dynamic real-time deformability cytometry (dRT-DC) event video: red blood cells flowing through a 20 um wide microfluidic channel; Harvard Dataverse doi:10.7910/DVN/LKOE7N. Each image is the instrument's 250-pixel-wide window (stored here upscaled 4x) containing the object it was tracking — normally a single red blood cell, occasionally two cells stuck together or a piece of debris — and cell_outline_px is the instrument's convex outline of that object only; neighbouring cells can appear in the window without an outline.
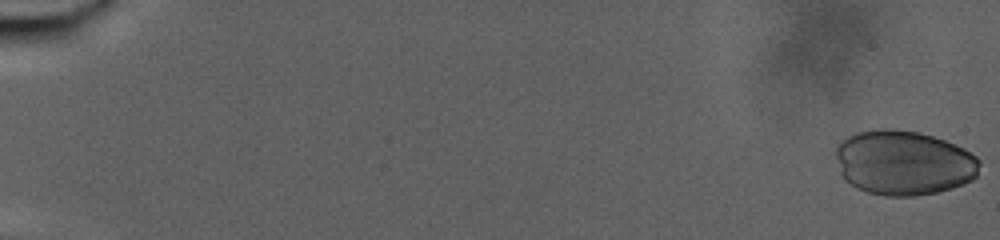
{"species": "human", "species_latin": "Homo sapiens", "temperature_condition": "warm", "stored_images_in_passage": 68, "camera_frame_rate_fps": 3000, "um_per_image_px": 0.085, "donor": {"sex": "male"}, "frame": {"image": 1, "passage_image": 1, "time_ms": 0.0, "image_size_px": [1000, 240], "cell_outline_px": [[980, 164], [976, 176], [972, 180], [952, 188], [936, 192], [912, 196], [884, 196], [868, 192], [856, 188], [844, 180], [840, 172], [836, 156], [836, 148], [848, 136], [856, 132], [876, 128], [892, 128], [920, 132], [944, 140], [964, 148], [976, 156], [980, 160]], "centroid_in_image_um": [76.8, 13.83], "position_along_channel_um": 8.2, "area_um2": 54.51}}
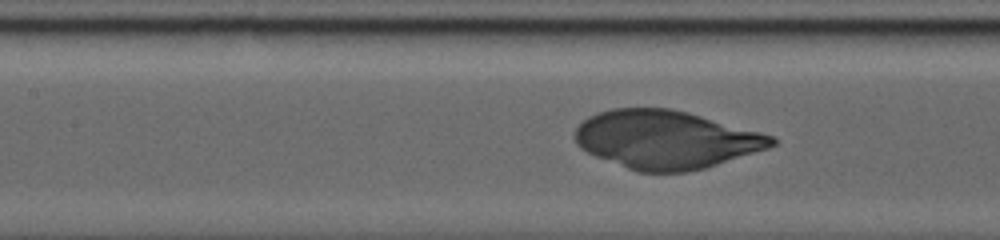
{"frame": {"image": 2, "passage_image": 39, "time_ms": 12.667, "image_size_px": [1000, 240], "cell_outline_px": [[776, 144], [768, 148], [704, 168], [688, 172], [636, 172], [596, 156], [580, 148], [576, 144], [576, 128], [588, 116], [612, 108], [672, 108], [688, 112], [776, 136]], "centroid_in_image_um": [56.61, 11.86], "position_along_channel_um": 150.8, "area_um2": 66.59}}
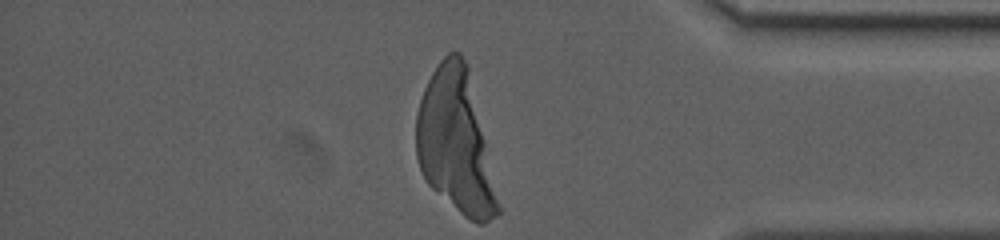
{"frame": {"image": 3, "passage_image": 68, "time_ms": 22.333, "image_size_px": [1000, 240], "cell_outline_px": [[500, 212], [496, 216], [484, 224], [476, 224], [464, 216], [432, 188], [428, 184], [420, 168], [416, 156], [416, 112], [424, 88], [432, 72], [440, 60], [448, 52], [460, 52], [468, 64], [500, 208]], "centroid_in_image_um": [38.7, 12.05], "position_along_channel_um": 396.5, "area_um2": 67.45}}